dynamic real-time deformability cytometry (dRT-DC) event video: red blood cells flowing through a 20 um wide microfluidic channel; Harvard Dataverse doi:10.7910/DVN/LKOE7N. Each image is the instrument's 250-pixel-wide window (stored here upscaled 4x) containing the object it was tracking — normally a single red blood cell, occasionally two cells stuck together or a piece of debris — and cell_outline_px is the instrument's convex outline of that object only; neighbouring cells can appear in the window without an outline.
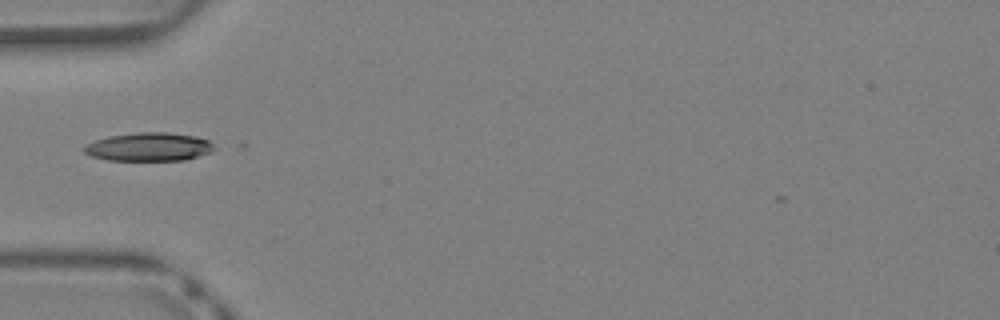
{"species": "Egyptian fruit bat (a non-hibernating species)", "species_latin": "Rousettus aegyptiacus", "temperature_condition": "warm", "stored_images_in_passage": 20, "camera_frame_rate_fps": 3000, "um_per_image_px": 0.085, "animal": {"sex": "female"}, "frame": {"image": 1, "passage_image": 1, "time_ms": 0.0, "image_size_px": [1000, 320], "cell_outline_px": [[216, 148], [212, 152], [184, 160], [108, 160], [92, 156], [84, 152], [84, 144], [108, 136], [136, 132], [168, 132], [196, 136], [208, 140]], "centroid_in_image_um": [12.66, 12.47], "position_along_channel_um": 72.3, "area_um2": 21.62}}
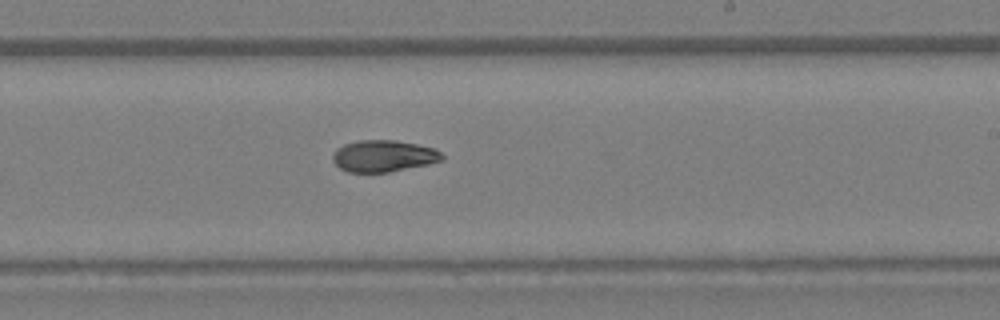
{"frame": {"image": 2, "passage_image": 12, "time_ms": 3.667, "image_size_px": [1000, 320], "cell_outline_px": [[444, 160], [428, 164], [388, 172], [348, 172], [340, 168], [332, 160], [332, 156], [336, 148], [344, 144], [360, 140], [392, 140], [416, 144], [436, 148], [444, 156]], "centroid_in_image_um": [32.6, 13.26], "position_along_channel_um": 256.4, "area_um2": 20.17}}
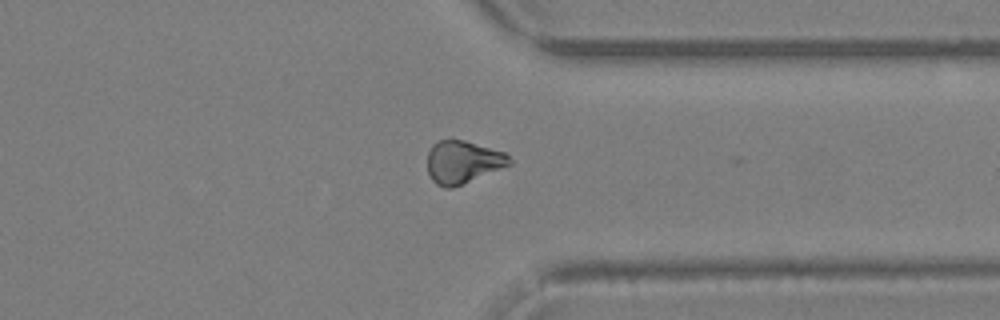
{"frame": {"image": 3, "passage_image": 19, "time_ms": 6.0, "image_size_px": [1000, 320], "cell_outline_px": [[512, 164], [452, 188], [444, 188], [436, 184], [432, 180], [428, 172], [428, 152], [432, 144], [436, 140], [464, 140], [504, 152], [512, 160]], "centroid_in_image_um": [39.32, 13.77], "position_along_channel_um": 372.1, "area_um2": 20.35}}